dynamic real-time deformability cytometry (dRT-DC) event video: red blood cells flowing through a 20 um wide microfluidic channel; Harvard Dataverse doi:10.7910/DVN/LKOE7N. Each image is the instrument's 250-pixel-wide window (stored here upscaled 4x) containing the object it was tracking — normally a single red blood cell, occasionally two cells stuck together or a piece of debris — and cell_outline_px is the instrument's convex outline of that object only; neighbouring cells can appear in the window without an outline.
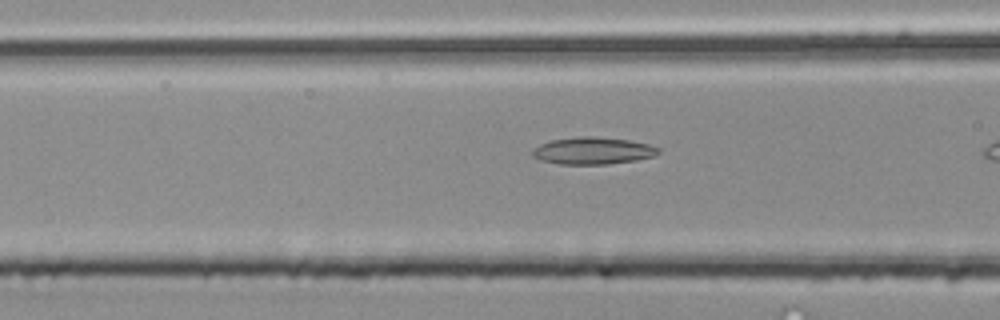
{"species": "common noctule bat (a hibernating species)", "species_latin": "Nyctalus noctula", "temperature_condition": "room temperature", "stored_images_in_passage": 15, "camera_frame_rate_fps": 3000, "um_per_image_px": 0.085, "animal": {"sex": "male", "body_mass_g": 20.4}, "frame": {"image": 1, "passage_image": 11, "time_ms": 3.333, "image_size_px": [1000, 320], "cell_outline_px": [[660, 152], [652, 156], [636, 160], [608, 164], [560, 164], [540, 160], [532, 156], [532, 152], [540, 144], [552, 140], [580, 136], [592, 136], [628, 140], [648, 144], [660, 148]], "centroid_in_image_um": [50.39, 12.81], "position_along_channel_um": 116.2, "area_um2": 19.71}}